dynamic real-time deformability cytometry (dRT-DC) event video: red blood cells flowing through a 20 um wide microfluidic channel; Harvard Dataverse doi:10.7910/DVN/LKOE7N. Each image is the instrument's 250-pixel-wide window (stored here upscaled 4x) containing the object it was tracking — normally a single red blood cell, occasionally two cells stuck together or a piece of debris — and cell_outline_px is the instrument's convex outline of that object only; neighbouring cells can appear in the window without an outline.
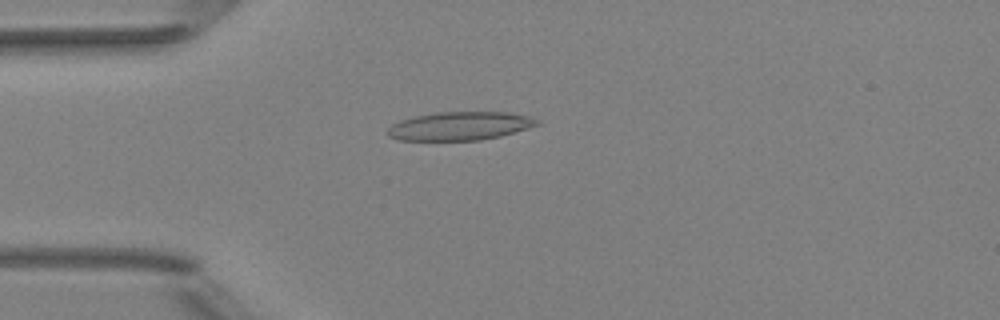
{"species": "Egyptian fruit bat (a non-hibernating species)", "species_latin": "Rousettus aegyptiacus", "temperature_condition": "room temperature", "stored_images_in_passage": 42, "camera_frame_rate_fps": 3000, "um_per_image_px": 0.085, "animal": {"sex": "female"}, "frame": {"image": 1, "passage_image": 5, "time_ms": 1.333, "image_size_px": [1000, 320], "cell_outline_px": [[540, 124], [500, 136], [480, 140], [400, 140], [388, 136], [388, 128], [392, 124], [400, 120], [416, 116], [436, 112], [508, 112], [528, 116], [540, 120]], "centroid_in_image_um": [39.09, 10.7], "position_along_channel_um": 45.9, "area_um2": 24.62}}
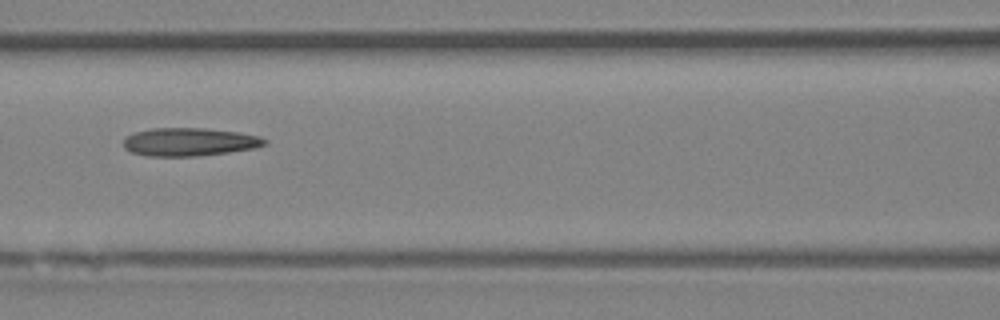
{"frame": {"image": 2, "passage_image": 14, "time_ms": 4.333, "image_size_px": [1000, 320], "cell_outline_px": [[268, 144], [256, 148], [228, 152], [196, 156], [148, 156], [132, 152], [124, 148], [124, 136], [136, 132], [152, 128], [204, 128], [236, 132], [260, 136], [268, 140]], "centroid_in_image_um": [16.11, 12.06], "position_along_channel_um": 150.5, "area_um2": 23.18}}
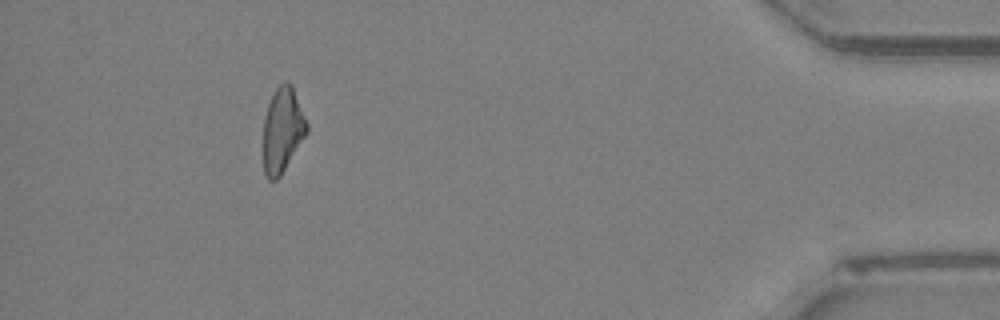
{"frame": {"image": 3, "passage_image": 38, "time_ms": 12.333, "image_size_px": [1000, 320], "cell_outline_px": [[308, 132], [280, 176], [276, 180], [268, 180], [264, 172], [264, 116], [268, 104], [276, 88], [284, 80], [288, 80], [292, 84], [308, 124]], "centroid_in_image_um": [24.02, 11.02], "position_along_channel_um": 411.2, "area_um2": 21.5}, "authors_computed_cell_mechanics": {"area_um2": 22.6287, "velocity_mm_per_s": 4.0223, "shape_relaxation_time_tau1_ms": 8.8096, "shape_relaxation_time_tau2_ms": 4.2801, "deformation_change_tau1": 0.2121, "deformation_change_tau2": 0.173}}